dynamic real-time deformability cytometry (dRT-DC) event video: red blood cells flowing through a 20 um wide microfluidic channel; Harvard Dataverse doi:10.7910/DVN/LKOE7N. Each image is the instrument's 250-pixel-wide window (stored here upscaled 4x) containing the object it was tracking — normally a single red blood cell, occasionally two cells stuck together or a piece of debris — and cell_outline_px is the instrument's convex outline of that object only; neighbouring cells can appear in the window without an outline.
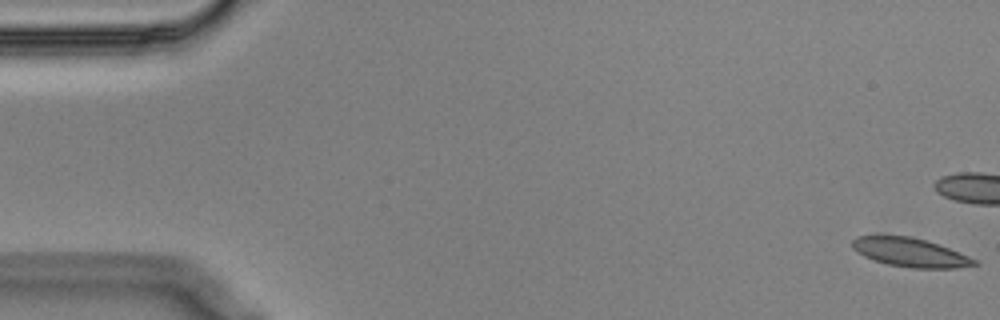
{"species": "Egyptian fruit bat (a non-hibernating species)", "species_latin": "Rousettus aegyptiacus", "temperature_condition": "cold", "stored_images_in_passage": 57, "camera_frame_rate_fps": 3000, "um_per_image_px": 0.085, "animal": {"sex": "male"}, "frame": {"image": 1, "passage_image": 1, "time_ms": 0.0, "image_size_px": [1000, 320], "cell_outline_px": [[980, 264], [956, 268], [912, 268], [888, 264], [864, 256], [856, 252], [852, 248], [852, 240], [856, 236], [912, 236], [948, 248], [968, 256], [976, 260]], "centroid_in_image_um": [77.35, 21.46], "position_along_channel_um": 7.6, "area_um2": 20.23}}
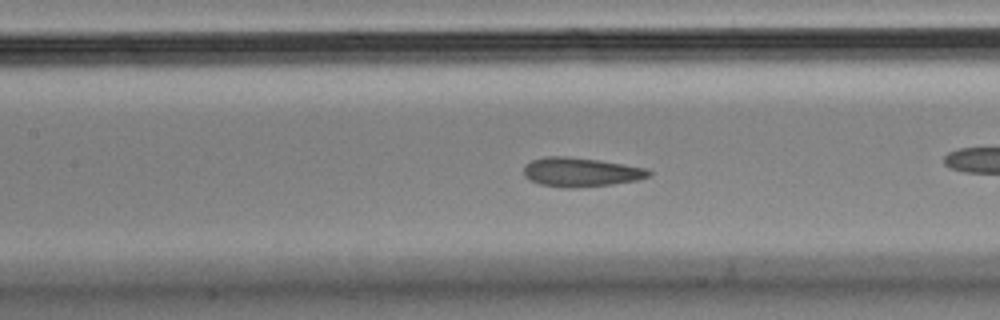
{"frame": {"image": 2, "passage_image": 25, "time_ms": 8.0, "image_size_px": [1000, 320], "cell_outline_px": [[652, 176], [636, 180], [612, 184], [572, 188], [564, 188], [540, 184], [528, 180], [524, 176], [524, 164], [532, 160], [548, 156], [564, 156], [596, 160], [624, 164], [648, 168], [652, 172]], "centroid_in_image_um": [49.36, 14.63], "position_along_channel_um": 158.0, "area_um2": 21.27}}
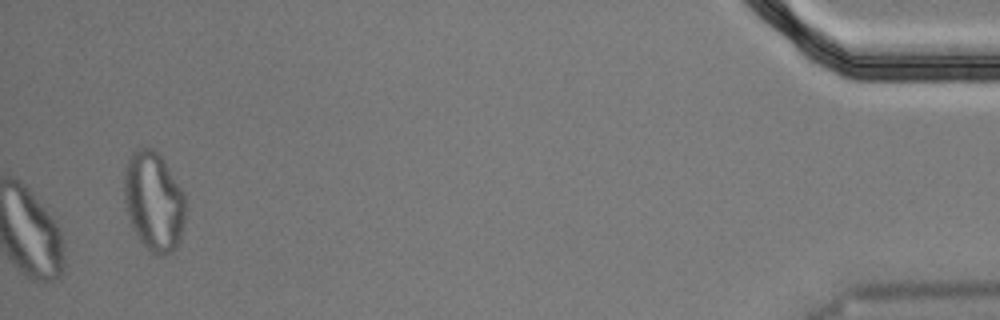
{"frame": {"image": 3, "passage_image": 57, "time_ms": 18.667, "image_size_px": [1000, 320], "cell_outline_px": [[184, 220], [180, 240], [176, 248], [164, 256], [152, 252], [140, 240], [132, 224], [128, 212], [124, 192], [124, 176], [128, 160], [132, 152], [148, 144], [160, 156], [184, 192]], "centroid_in_image_um": [13.08, 17.09], "position_along_channel_um": 422.1, "area_um2": 34.8}, "authors_computed_cell_mechanics": {"area_um2": 21.2704, "velocity_mm_per_s": 3.5486, "shape_relaxation_time_tau1_ms": null, "shape_relaxation_time_tau2_ms": 1.3138, "deformation_change_tau1": null, "deformation_change_tau2": 0.0843}}